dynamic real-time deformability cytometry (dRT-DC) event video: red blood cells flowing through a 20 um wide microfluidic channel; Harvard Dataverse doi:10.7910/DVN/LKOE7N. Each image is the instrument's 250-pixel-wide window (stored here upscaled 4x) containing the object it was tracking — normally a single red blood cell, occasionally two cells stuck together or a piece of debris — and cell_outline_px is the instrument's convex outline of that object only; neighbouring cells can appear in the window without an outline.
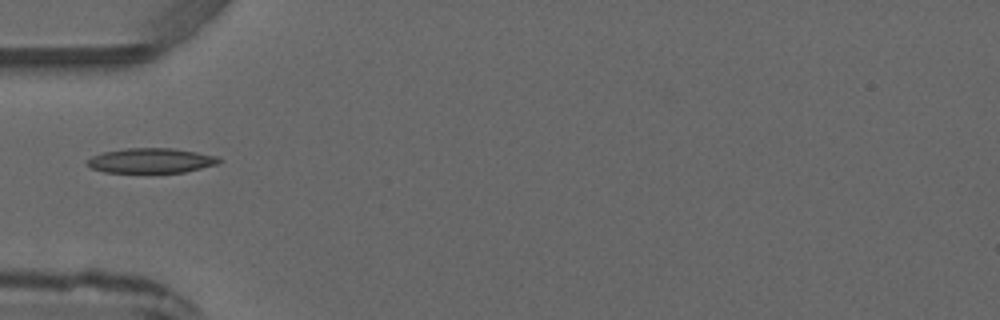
{"species": "common noctule bat (a hibernating species)", "species_latin": "Nyctalus noctula", "temperature_condition": "warm", "stored_images_in_passage": 5, "camera_frame_rate_fps": 3000, "um_per_image_px": 0.085, "animal": {"sex": "male", "forearm_length_mm": 52.5}, "frame": {"image": 1, "passage_image": 4, "time_ms": 4.667, "image_size_px": [1000, 320], "cell_outline_px": [[224, 160], [216, 164], [184, 172], [104, 172], [92, 168], [88, 164], [88, 160], [92, 156], [104, 152], [124, 148], [172, 148], [220, 156]], "centroid_in_image_um": [12.88, 13.64], "position_along_channel_um": 72.1, "area_um2": 18.96}}
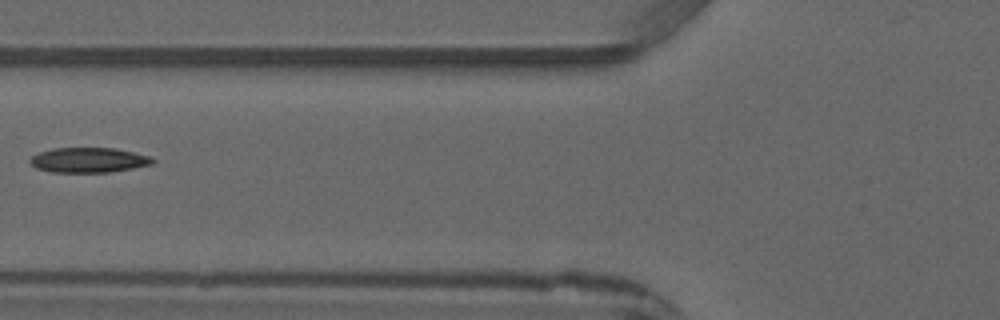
{"frame": {"image": 2, "passage_image": 5, "time_ms": 5.667, "image_size_px": [1000, 320], "cell_outline_px": [[156, 160], [152, 164], [132, 168], [108, 172], [52, 172], [36, 168], [28, 160], [32, 156], [40, 152], [52, 148], [116, 148], [148, 156]], "centroid_in_image_um": [7.51, 13.6], "position_along_channel_um": 118.3, "area_um2": 17.69}}